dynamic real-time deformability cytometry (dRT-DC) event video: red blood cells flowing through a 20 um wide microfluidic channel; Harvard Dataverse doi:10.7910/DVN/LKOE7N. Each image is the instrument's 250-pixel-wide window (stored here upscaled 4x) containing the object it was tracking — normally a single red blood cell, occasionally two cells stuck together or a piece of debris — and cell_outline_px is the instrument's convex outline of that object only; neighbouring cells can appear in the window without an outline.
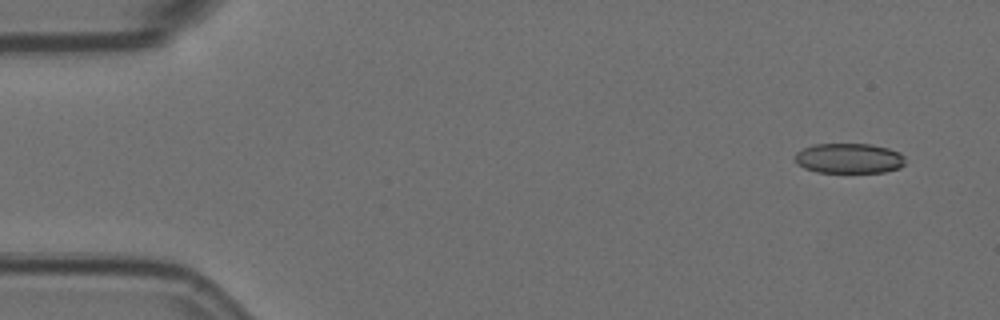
{"species": "Egyptian fruit bat (a non-hibernating species)", "species_latin": "Rousettus aegyptiacus", "temperature_condition": "room temperature", "stored_images_in_passage": 5, "camera_frame_rate_fps": 3000, "um_per_image_px": 0.085, "animal": {"sex": "female"}, "frame": {"image": 1, "passage_image": 1, "time_ms": 0.0, "image_size_px": [1000, 320], "cell_outline_px": [[904, 164], [900, 168], [884, 172], [816, 172], [804, 168], [796, 164], [796, 152], [812, 144], [872, 144], [888, 148], [900, 152], [904, 156]], "centroid_in_image_um": [72.17, 13.45], "position_along_channel_um": 12.8, "area_um2": 19.42}}